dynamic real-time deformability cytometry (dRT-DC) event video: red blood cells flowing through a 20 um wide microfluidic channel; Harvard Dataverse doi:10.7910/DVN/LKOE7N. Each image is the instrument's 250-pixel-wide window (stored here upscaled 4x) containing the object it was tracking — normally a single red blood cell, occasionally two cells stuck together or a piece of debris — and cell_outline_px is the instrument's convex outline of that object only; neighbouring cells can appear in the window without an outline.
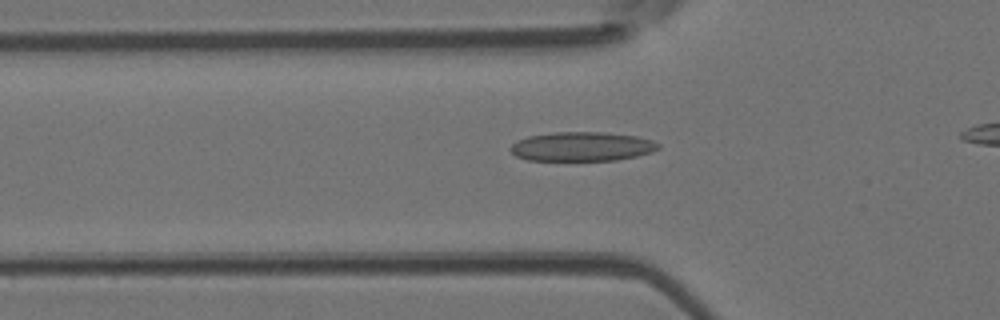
{"species": "Egyptian fruit bat (a non-hibernating species)", "species_latin": "Rousettus aegyptiacus", "temperature_condition": "room temperature", "stored_images_in_passage": 35, "camera_frame_rate_fps": 3000, "um_per_image_px": 0.085, "animal": {"sex": "female"}, "frame": {"image": 1, "passage_image": 9, "time_ms": 2.667, "image_size_px": [1000, 320], "cell_outline_px": [[660, 148], [652, 152], [636, 156], [616, 160], [528, 160], [516, 156], [508, 148], [516, 140], [528, 136], [552, 132], [604, 132], [636, 136], [652, 140], [660, 144]], "centroid_in_image_um": [49.45, 12.45], "position_along_channel_um": 76.3, "area_um2": 25.26}}
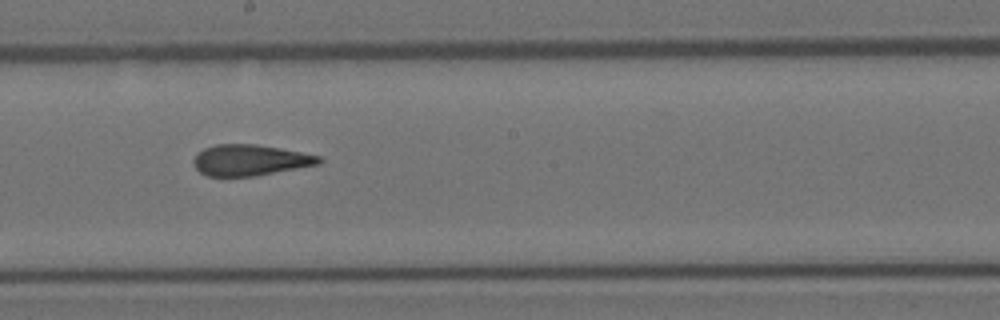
{"frame": {"image": 2, "passage_image": 20, "time_ms": 6.333, "image_size_px": [1000, 320], "cell_outline_px": [[324, 160], [320, 164], [252, 176], [208, 176], [200, 172], [196, 168], [192, 160], [204, 148], [216, 144], [256, 144], [280, 148], [320, 156]], "centroid_in_image_um": [21.26, 13.6], "position_along_channel_um": 226.9, "area_um2": 22.43}}
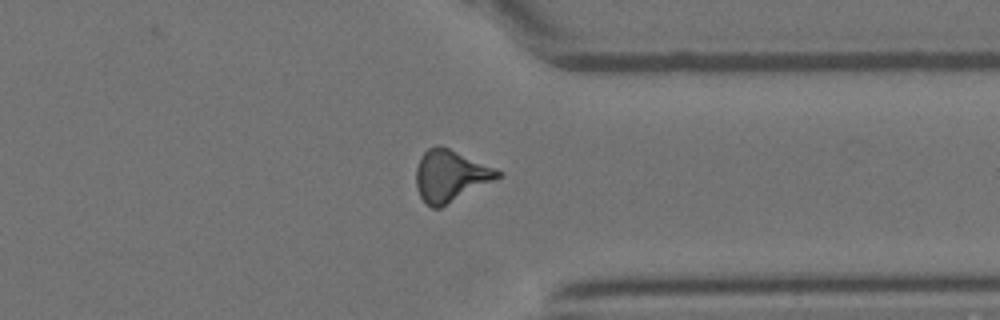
{"frame": {"image": 3, "passage_image": 31, "time_ms": 10.0, "image_size_px": [1000, 320], "cell_outline_px": [[504, 176], [440, 208], [432, 208], [420, 196], [416, 188], [416, 168], [420, 156], [428, 148], [448, 148], [496, 168], [504, 172]], "centroid_in_image_um": [38.32, 14.97], "position_along_channel_um": 373.1, "area_um2": 24.39}}